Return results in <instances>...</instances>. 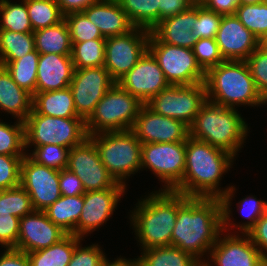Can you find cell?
I'll return each instance as SVG.
<instances>
[{
    "mask_svg": "<svg viewBox=\"0 0 267 266\" xmlns=\"http://www.w3.org/2000/svg\"><path fill=\"white\" fill-rule=\"evenodd\" d=\"M234 156L207 142L188 137L185 142V169L182 182L173 190L188 197L220 198L223 231L232 224L231 200L235 187L218 188L222 175L230 170Z\"/></svg>",
    "mask_w": 267,
    "mask_h": 266,
    "instance_id": "1",
    "label": "cell"
},
{
    "mask_svg": "<svg viewBox=\"0 0 267 266\" xmlns=\"http://www.w3.org/2000/svg\"><path fill=\"white\" fill-rule=\"evenodd\" d=\"M222 232L220 198L188 197L178 193V211L171 246L178 247L203 263L201 256L210 252Z\"/></svg>",
    "mask_w": 267,
    "mask_h": 266,
    "instance_id": "2",
    "label": "cell"
},
{
    "mask_svg": "<svg viewBox=\"0 0 267 266\" xmlns=\"http://www.w3.org/2000/svg\"><path fill=\"white\" fill-rule=\"evenodd\" d=\"M178 211V193L161 190L140 200L132 214L135 235L142 249L171 246Z\"/></svg>",
    "mask_w": 267,
    "mask_h": 266,
    "instance_id": "3",
    "label": "cell"
},
{
    "mask_svg": "<svg viewBox=\"0 0 267 266\" xmlns=\"http://www.w3.org/2000/svg\"><path fill=\"white\" fill-rule=\"evenodd\" d=\"M248 125L236 108L206 99L189 127V136L222 149L234 157L247 137Z\"/></svg>",
    "mask_w": 267,
    "mask_h": 266,
    "instance_id": "4",
    "label": "cell"
},
{
    "mask_svg": "<svg viewBox=\"0 0 267 266\" xmlns=\"http://www.w3.org/2000/svg\"><path fill=\"white\" fill-rule=\"evenodd\" d=\"M204 84L206 98L224 107L262 105L245 61L224 60L205 72Z\"/></svg>",
    "mask_w": 267,
    "mask_h": 266,
    "instance_id": "5",
    "label": "cell"
},
{
    "mask_svg": "<svg viewBox=\"0 0 267 266\" xmlns=\"http://www.w3.org/2000/svg\"><path fill=\"white\" fill-rule=\"evenodd\" d=\"M88 137L116 182L126 186L124 179L141 170L142 143L131 130L103 132Z\"/></svg>",
    "mask_w": 267,
    "mask_h": 266,
    "instance_id": "6",
    "label": "cell"
},
{
    "mask_svg": "<svg viewBox=\"0 0 267 266\" xmlns=\"http://www.w3.org/2000/svg\"><path fill=\"white\" fill-rule=\"evenodd\" d=\"M143 103L128 93L117 82L97 103L94 112L86 120L88 136L131 130Z\"/></svg>",
    "mask_w": 267,
    "mask_h": 266,
    "instance_id": "7",
    "label": "cell"
},
{
    "mask_svg": "<svg viewBox=\"0 0 267 266\" xmlns=\"http://www.w3.org/2000/svg\"><path fill=\"white\" fill-rule=\"evenodd\" d=\"M24 124L25 148L53 144L71 149L88 138L83 118L51 117L32 110Z\"/></svg>",
    "mask_w": 267,
    "mask_h": 266,
    "instance_id": "8",
    "label": "cell"
},
{
    "mask_svg": "<svg viewBox=\"0 0 267 266\" xmlns=\"http://www.w3.org/2000/svg\"><path fill=\"white\" fill-rule=\"evenodd\" d=\"M148 51L170 85H192L205 81V71L197 63L192 49L161 42L150 31Z\"/></svg>",
    "mask_w": 267,
    "mask_h": 266,
    "instance_id": "9",
    "label": "cell"
},
{
    "mask_svg": "<svg viewBox=\"0 0 267 266\" xmlns=\"http://www.w3.org/2000/svg\"><path fill=\"white\" fill-rule=\"evenodd\" d=\"M206 99L204 82L192 85H169L153 96L146 105L155 113L174 118L190 127Z\"/></svg>",
    "mask_w": 267,
    "mask_h": 266,
    "instance_id": "10",
    "label": "cell"
},
{
    "mask_svg": "<svg viewBox=\"0 0 267 266\" xmlns=\"http://www.w3.org/2000/svg\"><path fill=\"white\" fill-rule=\"evenodd\" d=\"M150 169L164 182V189L173 191L183 179L185 142L142 144L141 169Z\"/></svg>",
    "mask_w": 267,
    "mask_h": 266,
    "instance_id": "11",
    "label": "cell"
},
{
    "mask_svg": "<svg viewBox=\"0 0 267 266\" xmlns=\"http://www.w3.org/2000/svg\"><path fill=\"white\" fill-rule=\"evenodd\" d=\"M149 35V30L134 27L124 35L106 38L104 67L115 82L129 72L148 50Z\"/></svg>",
    "mask_w": 267,
    "mask_h": 266,
    "instance_id": "12",
    "label": "cell"
},
{
    "mask_svg": "<svg viewBox=\"0 0 267 266\" xmlns=\"http://www.w3.org/2000/svg\"><path fill=\"white\" fill-rule=\"evenodd\" d=\"M115 83L104 66L74 69L69 88L77 115L86 121Z\"/></svg>",
    "mask_w": 267,
    "mask_h": 266,
    "instance_id": "13",
    "label": "cell"
},
{
    "mask_svg": "<svg viewBox=\"0 0 267 266\" xmlns=\"http://www.w3.org/2000/svg\"><path fill=\"white\" fill-rule=\"evenodd\" d=\"M59 177V170L36 163L28 154L23 157L20 185L31 198L34 210L44 211L62 196Z\"/></svg>",
    "mask_w": 267,
    "mask_h": 266,
    "instance_id": "14",
    "label": "cell"
},
{
    "mask_svg": "<svg viewBox=\"0 0 267 266\" xmlns=\"http://www.w3.org/2000/svg\"><path fill=\"white\" fill-rule=\"evenodd\" d=\"M67 169L80 178L85 192L109 189L117 183L101 162L89 137L69 149Z\"/></svg>",
    "mask_w": 267,
    "mask_h": 266,
    "instance_id": "15",
    "label": "cell"
},
{
    "mask_svg": "<svg viewBox=\"0 0 267 266\" xmlns=\"http://www.w3.org/2000/svg\"><path fill=\"white\" fill-rule=\"evenodd\" d=\"M131 131L142 144L186 142L189 127L174 118L165 117L143 104Z\"/></svg>",
    "mask_w": 267,
    "mask_h": 266,
    "instance_id": "16",
    "label": "cell"
},
{
    "mask_svg": "<svg viewBox=\"0 0 267 266\" xmlns=\"http://www.w3.org/2000/svg\"><path fill=\"white\" fill-rule=\"evenodd\" d=\"M117 83L143 104L170 85L156 59L148 50Z\"/></svg>",
    "mask_w": 267,
    "mask_h": 266,
    "instance_id": "17",
    "label": "cell"
},
{
    "mask_svg": "<svg viewBox=\"0 0 267 266\" xmlns=\"http://www.w3.org/2000/svg\"><path fill=\"white\" fill-rule=\"evenodd\" d=\"M126 186L116 183L112 188L84 193V205L74 230V235L82 238L95 231L106 222L125 193Z\"/></svg>",
    "mask_w": 267,
    "mask_h": 266,
    "instance_id": "18",
    "label": "cell"
},
{
    "mask_svg": "<svg viewBox=\"0 0 267 266\" xmlns=\"http://www.w3.org/2000/svg\"><path fill=\"white\" fill-rule=\"evenodd\" d=\"M67 233L55 225L44 211L34 210L23 216L19 224V238L15 249L26 253L48 248Z\"/></svg>",
    "mask_w": 267,
    "mask_h": 266,
    "instance_id": "19",
    "label": "cell"
},
{
    "mask_svg": "<svg viewBox=\"0 0 267 266\" xmlns=\"http://www.w3.org/2000/svg\"><path fill=\"white\" fill-rule=\"evenodd\" d=\"M219 235L217 242L210 250V260L216 266H264L266 261L251 241L248 234L229 235L221 238ZM242 237V238H241Z\"/></svg>",
    "mask_w": 267,
    "mask_h": 266,
    "instance_id": "20",
    "label": "cell"
},
{
    "mask_svg": "<svg viewBox=\"0 0 267 266\" xmlns=\"http://www.w3.org/2000/svg\"><path fill=\"white\" fill-rule=\"evenodd\" d=\"M224 60L245 61L260 45V41L236 17L222 16L215 36Z\"/></svg>",
    "mask_w": 267,
    "mask_h": 266,
    "instance_id": "21",
    "label": "cell"
},
{
    "mask_svg": "<svg viewBox=\"0 0 267 266\" xmlns=\"http://www.w3.org/2000/svg\"><path fill=\"white\" fill-rule=\"evenodd\" d=\"M73 72L71 55L40 54L37 65L36 93L69 87Z\"/></svg>",
    "mask_w": 267,
    "mask_h": 266,
    "instance_id": "22",
    "label": "cell"
},
{
    "mask_svg": "<svg viewBox=\"0 0 267 266\" xmlns=\"http://www.w3.org/2000/svg\"><path fill=\"white\" fill-rule=\"evenodd\" d=\"M82 12L104 38L124 35L134 28L118 0H100Z\"/></svg>",
    "mask_w": 267,
    "mask_h": 266,
    "instance_id": "23",
    "label": "cell"
},
{
    "mask_svg": "<svg viewBox=\"0 0 267 266\" xmlns=\"http://www.w3.org/2000/svg\"><path fill=\"white\" fill-rule=\"evenodd\" d=\"M196 19L197 5H193L187 11L163 19L151 32L161 42L192 49L197 42V38L192 34Z\"/></svg>",
    "mask_w": 267,
    "mask_h": 266,
    "instance_id": "24",
    "label": "cell"
},
{
    "mask_svg": "<svg viewBox=\"0 0 267 266\" xmlns=\"http://www.w3.org/2000/svg\"><path fill=\"white\" fill-rule=\"evenodd\" d=\"M32 102L33 95L19 87L0 65V109L24 122L32 111Z\"/></svg>",
    "mask_w": 267,
    "mask_h": 266,
    "instance_id": "25",
    "label": "cell"
},
{
    "mask_svg": "<svg viewBox=\"0 0 267 266\" xmlns=\"http://www.w3.org/2000/svg\"><path fill=\"white\" fill-rule=\"evenodd\" d=\"M32 110L41 115L60 118H82L77 115L69 87L38 92L33 95Z\"/></svg>",
    "mask_w": 267,
    "mask_h": 266,
    "instance_id": "26",
    "label": "cell"
},
{
    "mask_svg": "<svg viewBox=\"0 0 267 266\" xmlns=\"http://www.w3.org/2000/svg\"><path fill=\"white\" fill-rule=\"evenodd\" d=\"M84 194L77 196H61L46 210V216L67 234H73L77 227L82 208Z\"/></svg>",
    "mask_w": 267,
    "mask_h": 266,
    "instance_id": "27",
    "label": "cell"
},
{
    "mask_svg": "<svg viewBox=\"0 0 267 266\" xmlns=\"http://www.w3.org/2000/svg\"><path fill=\"white\" fill-rule=\"evenodd\" d=\"M35 50L39 54L71 55L72 43L65 20L59 24L42 28L33 32Z\"/></svg>",
    "mask_w": 267,
    "mask_h": 266,
    "instance_id": "28",
    "label": "cell"
},
{
    "mask_svg": "<svg viewBox=\"0 0 267 266\" xmlns=\"http://www.w3.org/2000/svg\"><path fill=\"white\" fill-rule=\"evenodd\" d=\"M82 240L73 234H67L59 242L48 248L27 253L31 266H68L75 246Z\"/></svg>",
    "mask_w": 267,
    "mask_h": 266,
    "instance_id": "29",
    "label": "cell"
},
{
    "mask_svg": "<svg viewBox=\"0 0 267 266\" xmlns=\"http://www.w3.org/2000/svg\"><path fill=\"white\" fill-rule=\"evenodd\" d=\"M136 260L139 266H203L193 255L174 246L143 249Z\"/></svg>",
    "mask_w": 267,
    "mask_h": 266,
    "instance_id": "30",
    "label": "cell"
},
{
    "mask_svg": "<svg viewBox=\"0 0 267 266\" xmlns=\"http://www.w3.org/2000/svg\"><path fill=\"white\" fill-rule=\"evenodd\" d=\"M39 52L34 50L14 61H0L10 73L13 81L21 88L34 95L36 93L37 65Z\"/></svg>",
    "mask_w": 267,
    "mask_h": 266,
    "instance_id": "31",
    "label": "cell"
},
{
    "mask_svg": "<svg viewBox=\"0 0 267 266\" xmlns=\"http://www.w3.org/2000/svg\"><path fill=\"white\" fill-rule=\"evenodd\" d=\"M134 27L151 31L159 23L160 0H118Z\"/></svg>",
    "mask_w": 267,
    "mask_h": 266,
    "instance_id": "32",
    "label": "cell"
},
{
    "mask_svg": "<svg viewBox=\"0 0 267 266\" xmlns=\"http://www.w3.org/2000/svg\"><path fill=\"white\" fill-rule=\"evenodd\" d=\"M34 50L33 32L0 30V61H14Z\"/></svg>",
    "mask_w": 267,
    "mask_h": 266,
    "instance_id": "33",
    "label": "cell"
},
{
    "mask_svg": "<svg viewBox=\"0 0 267 266\" xmlns=\"http://www.w3.org/2000/svg\"><path fill=\"white\" fill-rule=\"evenodd\" d=\"M26 7L33 32L64 20V14L55 0H26Z\"/></svg>",
    "mask_w": 267,
    "mask_h": 266,
    "instance_id": "34",
    "label": "cell"
},
{
    "mask_svg": "<svg viewBox=\"0 0 267 266\" xmlns=\"http://www.w3.org/2000/svg\"><path fill=\"white\" fill-rule=\"evenodd\" d=\"M105 40L93 39L84 42H71V58L74 69L104 66Z\"/></svg>",
    "mask_w": 267,
    "mask_h": 266,
    "instance_id": "35",
    "label": "cell"
},
{
    "mask_svg": "<svg viewBox=\"0 0 267 266\" xmlns=\"http://www.w3.org/2000/svg\"><path fill=\"white\" fill-rule=\"evenodd\" d=\"M21 3V4H20ZM19 4L11 3L9 0H0V14L2 21L0 30L12 32H33L27 12L26 0Z\"/></svg>",
    "mask_w": 267,
    "mask_h": 266,
    "instance_id": "36",
    "label": "cell"
},
{
    "mask_svg": "<svg viewBox=\"0 0 267 266\" xmlns=\"http://www.w3.org/2000/svg\"><path fill=\"white\" fill-rule=\"evenodd\" d=\"M235 15L260 42L267 35L266 1L258 4H239Z\"/></svg>",
    "mask_w": 267,
    "mask_h": 266,
    "instance_id": "37",
    "label": "cell"
},
{
    "mask_svg": "<svg viewBox=\"0 0 267 266\" xmlns=\"http://www.w3.org/2000/svg\"><path fill=\"white\" fill-rule=\"evenodd\" d=\"M25 124L17 120L15 125L0 122V155L25 156Z\"/></svg>",
    "mask_w": 267,
    "mask_h": 266,
    "instance_id": "38",
    "label": "cell"
},
{
    "mask_svg": "<svg viewBox=\"0 0 267 266\" xmlns=\"http://www.w3.org/2000/svg\"><path fill=\"white\" fill-rule=\"evenodd\" d=\"M33 211L31 198L21 185L0 190V214L9 213L21 219Z\"/></svg>",
    "mask_w": 267,
    "mask_h": 266,
    "instance_id": "39",
    "label": "cell"
},
{
    "mask_svg": "<svg viewBox=\"0 0 267 266\" xmlns=\"http://www.w3.org/2000/svg\"><path fill=\"white\" fill-rule=\"evenodd\" d=\"M64 20L69 28L71 42L106 39L102 36L97 26L82 11L68 13L64 15Z\"/></svg>",
    "mask_w": 267,
    "mask_h": 266,
    "instance_id": "40",
    "label": "cell"
},
{
    "mask_svg": "<svg viewBox=\"0 0 267 266\" xmlns=\"http://www.w3.org/2000/svg\"><path fill=\"white\" fill-rule=\"evenodd\" d=\"M34 148V151H32L33 153H30L28 156L36 163L59 171L67 168L69 148L53 144Z\"/></svg>",
    "mask_w": 267,
    "mask_h": 266,
    "instance_id": "41",
    "label": "cell"
},
{
    "mask_svg": "<svg viewBox=\"0 0 267 266\" xmlns=\"http://www.w3.org/2000/svg\"><path fill=\"white\" fill-rule=\"evenodd\" d=\"M245 62L257 91L263 97L267 93V49L259 45Z\"/></svg>",
    "mask_w": 267,
    "mask_h": 266,
    "instance_id": "42",
    "label": "cell"
},
{
    "mask_svg": "<svg viewBox=\"0 0 267 266\" xmlns=\"http://www.w3.org/2000/svg\"><path fill=\"white\" fill-rule=\"evenodd\" d=\"M222 15L208 10L204 5H197V19L193 24L192 34L197 38H215L220 27Z\"/></svg>",
    "mask_w": 267,
    "mask_h": 266,
    "instance_id": "43",
    "label": "cell"
},
{
    "mask_svg": "<svg viewBox=\"0 0 267 266\" xmlns=\"http://www.w3.org/2000/svg\"><path fill=\"white\" fill-rule=\"evenodd\" d=\"M192 50L197 63L205 72L224 61L215 38L197 39Z\"/></svg>",
    "mask_w": 267,
    "mask_h": 266,
    "instance_id": "44",
    "label": "cell"
},
{
    "mask_svg": "<svg viewBox=\"0 0 267 266\" xmlns=\"http://www.w3.org/2000/svg\"><path fill=\"white\" fill-rule=\"evenodd\" d=\"M23 157L0 155V190H7L20 185Z\"/></svg>",
    "mask_w": 267,
    "mask_h": 266,
    "instance_id": "45",
    "label": "cell"
},
{
    "mask_svg": "<svg viewBox=\"0 0 267 266\" xmlns=\"http://www.w3.org/2000/svg\"><path fill=\"white\" fill-rule=\"evenodd\" d=\"M100 248L98 244L81 247L79 242L68 266H104L108 259Z\"/></svg>",
    "mask_w": 267,
    "mask_h": 266,
    "instance_id": "46",
    "label": "cell"
},
{
    "mask_svg": "<svg viewBox=\"0 0 267 266\" xmlns=\"http://www.w3.org/2000/svg\"><path fill=\"white\" fill-rule=\"evenodd\" d=\"M239 203L241 215L250 221L237 225V229H240L239 231H242V234H247L255 226L257 220L267 211V201L257 200L256 197L249 196L240 200Z\"/></svg>",
    "mask_w": 267,
    "mask_h": 266,
    "instance_id": "47",
    "label": "cell"
},
{
    "mask_svg": "<svg viewBox=\"0 0 267 266\" xmlns=\"http://www.w3.org/2000/svg\"><path fill=\"white\" fill-rule=\"evenodd\" d=\"M20 218L11 214H0V245L16 248L19 238Z\"/></svg>",
    "mask_w": 267,
    "mask_h": 266,
    "instance_id": "48",
    "label": "cell"
},
{
    "mask_svg": "<svg viewBox=\"0 0 267 266\" xmlns=\"http://www.w3.org/2000/svg\"><path fill=\"white\" fill-rule=\"evenodd\" d=\"M59 187L63 196H77L85 193L80 178L67 168L60 170Z\"/></svg>",
    "mask_w": 267,
    "mask_h": 266,
    "instance_id": "49",
    "label": "cell"
},
{
    "mask_svg": "<svg viewBox=\"0 0 267 266\" xmlns=\"http://www.w3.org/2000/svg\"><path fill=\"white\" fill-rule=\"evenodd\" d=\"M247 234L267 263V211L257 220L255 226Z\"/></svg>",
    "mask_w": 267,
    "mask_h": 266,
    "instance_id": "50",
    "label": "cell"
},
{
    "mask_svg": "<svg viewBox=\"0 0 267 266\" xmlns=\"http://www.w3.org/2000/svg\"><path fill=\"white\" fill-rule=\"evenodd\" d=\"M193 4L190 0H160L159 22L165 18L187 11Z\"/></svg>",
    "mask_w": 267,
    "mask_h": 266,
    "instance_id": "51",
    "label": "cell"
},
{
    "mask_svg": "<svg viewBox=\"0 0 267 266\" xmlns=\"http://www.w3.org/2000/svg\"><path fill=\"white\" fill-rule=\"evenodd\" d=\"M0 266H31L26 252L15 248H5L0 256Z\"/></svg>",
    "mask_w": 267,
    "mask_h": 266,
    "instance_id": "52",
    "label": "cell"
},
{
    "mask_svg": "<svg viewBox=\"0 0 267 266\" xmlns=\"http://www.w3.org/2000/svg\"><path fill=\"white\" fill-rule=\"evenodd\" d=\"M203 5L222 16L235 15L239 0H207Z\"/></svg>",
    "mask_w": 267,
    "mask_h": 266,
    "instance_id": "53",
    "label": "cell"
},
{
    "mask_svg": "<svg viewBox=\"0 0 267 266\" xmlns=\"http://www.w3.org/2000/svg\"><path fill=\"white\" fill-rule=\"evenodd\" d=\"M60 6L61 12L66 15L71 12H80L100 0H55Z\"/></svg>",
    "mask_w": 267,
    "mask_h": 266,
    "instance_id": "54",
    "label": "cell"
},
{
    "mask_svg": "<svg viewBox=\"0 0 267 266\" xmlns=\"http://www.w3.org/2000/svg\"><path fill=\"white\" fill-rule=\"evenodd\" d=\"M104 266H139L138 262L135 258V260H127L125 258H117L113 262H109V260L105 263Z\"/></svg>",
    "mask_w": 267,
    "mask_h": 266,
    "instance_id": "55",
    "label": "cell"
},
{
    "mask_svg": "<svg viewBox=\"0 0 267 266\" xmlns=\"http://www.w3.org/2000/svg\"><path fill=\"white\" fill-rule=\"evenodd\" d=\"M266 0H239V4H258Z\"/></svg>",
    "mask_w": 267,
    "mask_h": 266,
    "instance_id": "56",
    "label": "cell"
},
{
    "mask_svg": "<svg viewBox=\"0 0 267 266\" xmlns=\"http://www.w3.org/2000/svg\"><path fill=\"white\" fill-rule=\"evenodd\" d=\"M207 0H190L193 5H203Z\"/></svg>",
    "mask_w": 267,
    "mask_h": 266,
    "instance_id": "57",
    "label": "cell"
},
{
    "mask_svg": "<svg viewBox=\"0 0 267 266\" xmlns=\"http://www.w3.org/2000/svg\"><path fill=\"white\" fill-rule=\"evenodd\" d=\"M260 45L267 49V35L262 39Z\"/></svg>",
    "mask_w": 267,
    "mask_h": 266,
    "instance_id": "58",
    "label": "cell"
},
{
    "mask_svg": "<svg viewBox=\"0 0 267 266\" xmlns=\"http://www.w3.org/2000/svg\"><path fill=\"white\" fill-rule=\"evenodd\" d=\"M262 104H267V93L262 97Z\"/></svg>",
    "mask_w": 267,
    "mask_h": 266,
    "instance_id": "59",
    "label": "cell"
},
{
    "mask_svg": "<svg viewBox=\"0 0 267 266\" xmlns=\"http://www.w3.org/2000/svg\"><path fill=\"white\" fill-rule=\"evenodd\" d=\"M203 266H210L209 262H203Z\"/></svg>",
    "mask_w": 267,
    "mask_h": 266,
    "instance_id": "60",
    "label": "cell"
}]
</instances>
